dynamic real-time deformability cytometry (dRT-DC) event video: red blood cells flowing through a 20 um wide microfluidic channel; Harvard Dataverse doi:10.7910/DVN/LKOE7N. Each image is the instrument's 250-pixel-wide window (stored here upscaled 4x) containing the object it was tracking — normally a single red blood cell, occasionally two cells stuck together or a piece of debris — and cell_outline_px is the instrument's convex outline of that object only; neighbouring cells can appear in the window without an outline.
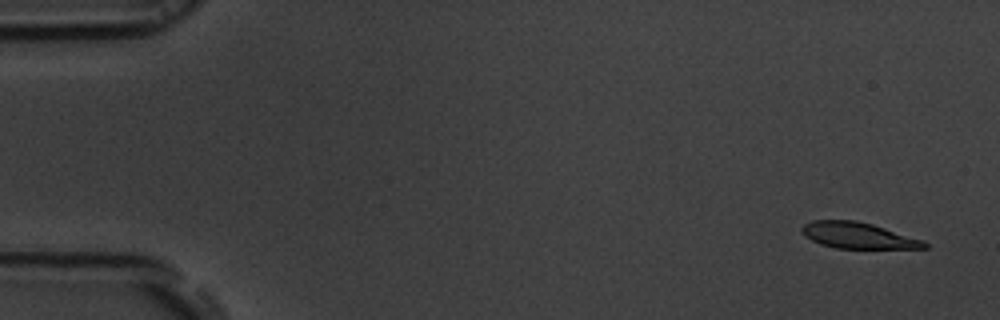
{"species": "common noctule bat (a hibernating species)", "species_latin": "Nyctalus noctula", "temperature_condition": "room temperature", "stored_images_in_passage": 54, "camera_frame_rate_fps": 3000, "um_per_image_px": 0.085, "animal": {"sex": "male", "body_mass_g": 19.5, "forearm_length_mm": 54.6}, "frame": {"image": 1, "passage_image": 3, "time_ms": 0.667, "image_size_px": [1000, 320], "cell_outline_px": [[928, 248], [836, 248], [820, 244], [804, 236], [800, 228], [804, 224], [812, 220], [856, 220], [872, 224], [920, 240], [928, 244]], "centroid_in_image_um": [72.85, 20.01], "position_along_channel_um": 12.2, "area_um2": 18.32}}
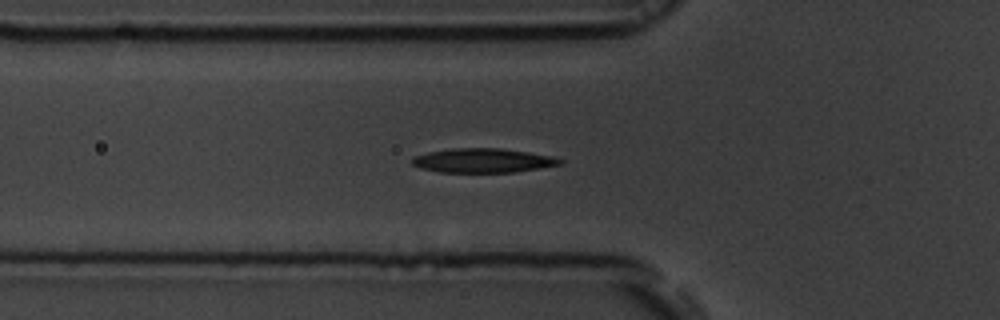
{"frame": {"image": 2, "passage_image": 19, "time_ms": 6.0, "image_size_px": [1000, 320], "cell_outline_px": [[564, 164], [540, 168], [512, 172], [440, 172], [420, 168], [412, 164], [412, 156], [428, 152], [452, 148], [500, 148], [528, 152], [552, 156], [564, 160]], "centroid_in_image_um": [41.05, 13.64], "position_along_channel_um": 84.7, "area_um2": 20.92}}
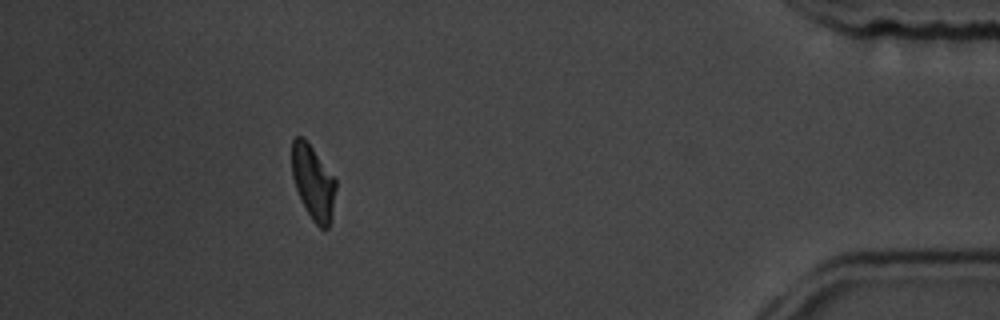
{"frame": {"image": 3, "passage_image": 49, "time_ms": 16.0, "image_size_px": [1000, 320], "cell_outline_px": [[336, 188], [332, 220], [328, 228], [320, 228], [312, 220], [296, 188], [292, 176], [292, 140], [296, 136], [304, 136], [336, 180]], "centroid_in_image_um": [26.63, 15.49], "position_along_channel_um": 408.6, "area_um2": 18.96}, "authors_computed_cell_mechanics": {"area_um2": 20.4034, "velocity_mm_per_s": 3.781, "shape_relaxation_time_tau1_ms": 4.0526, "shape_relaxation_time_tau2_ms": 1.2548, "deformation_change_tau1": 0.1633, "deformation_change_tau2": 0.0775}}